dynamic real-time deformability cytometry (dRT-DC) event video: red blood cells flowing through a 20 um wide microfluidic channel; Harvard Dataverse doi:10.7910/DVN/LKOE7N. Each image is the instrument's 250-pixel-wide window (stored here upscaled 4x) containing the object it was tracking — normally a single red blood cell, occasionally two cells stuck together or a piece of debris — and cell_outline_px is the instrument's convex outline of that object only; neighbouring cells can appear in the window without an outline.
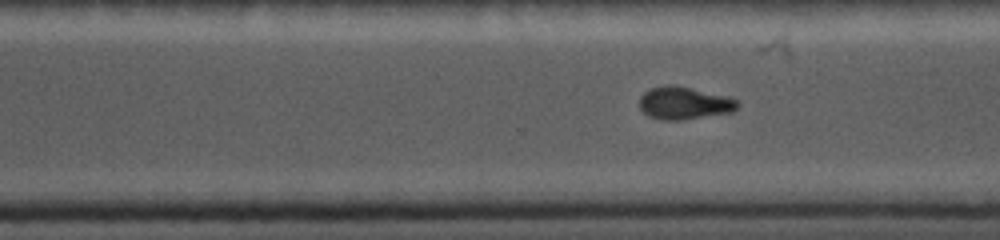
{"species": "common noctule bat (a hibernating species)", "species_latin": "Nyctalus noctula", "temperature_condition": "cold", "stored_images_in_passage": 23, "segment_of_instrument_passage": [2, 2], "camera_frame_rate_fps": 5000, "um_per_image_px": 0.085, "animal": {"sex": "female", "body_mass_g": 19.0, "forearm_length_mm": 56.7}, "frame": {"image": 1, "passage_image": 23, "time_ms": 13.2, "image_size_px": [1000, 240], "cell_outline_px": [[740, 104], [732, 112], [680, 120], [664, 120], [648, 116], [640, 108], [640, 96], [644, 92], [652, 88], [672, 84], [676, 84], [732, 96], [740, 100]], "centroid_in_image_um": [58.22, 8.74], "position_along_channel_um": 312.4, "area_um2": 18.96}}